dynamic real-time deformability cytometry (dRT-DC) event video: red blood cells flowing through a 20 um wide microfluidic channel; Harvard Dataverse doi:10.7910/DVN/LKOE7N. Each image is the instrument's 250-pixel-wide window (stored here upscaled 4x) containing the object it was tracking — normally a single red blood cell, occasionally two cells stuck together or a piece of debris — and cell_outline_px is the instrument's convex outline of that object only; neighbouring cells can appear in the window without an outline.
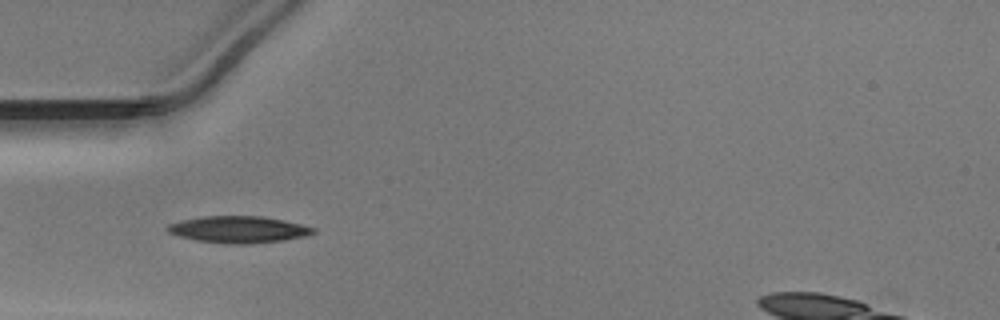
{"species": "Egyptian fruit bat (a non-hibernating species)", "species_latin": "Rousettus aegyptiacus", "temperature_condition": "warm", "stored_images_in_passage": 37, "camera_frame_rate_fps": 3000, "um_per_image_px": 0.085, "animal": {"sex": "male"}, "frame": {"image": 1, "passage_image": 2, "time_ms": 0.333, "image_size_px": [1000, 320], "cell_outline_px": [[316, 232], [304, 236], [284, 240], [240, 244], [232, 244], [196, 240], [180, 236], [168, 232], [164, 228], [168, 224], [180, 220], [204, 216], [260, 216], [284, 220], [316, 228]], "centroid_in_image_um": [20.25, 19.49], "position_along_channel_um": 64.8, "area_um2": 22.54}}
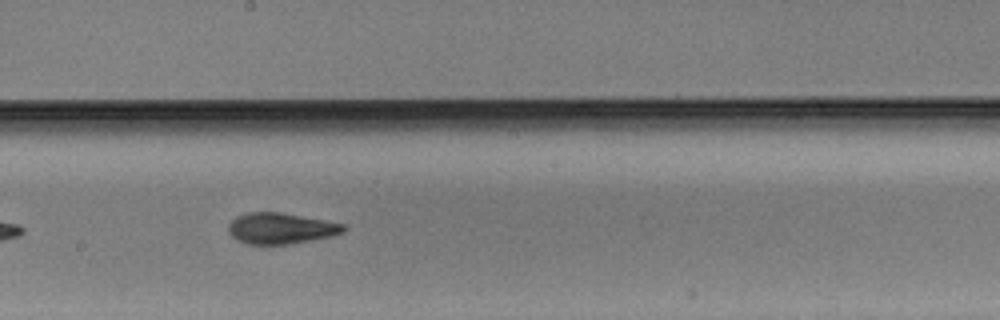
{"frame": {"image": 2, "passage_image": 14, "time_ms": 4.333, "image_size_px": [1000, 320], "cell_outline_px": [[348, 228], [344, 232], [332, 236], [312, 240], [288, 244], [248, 244], [236, 240], [228, 232], [228, 224], [236, 216], [248, 212], [280, 212], [348, 224]], "centroid_in_image_um": [23.9, 19.4], "position_along_channel_um": 224.3, "area_um2": 21.04}}
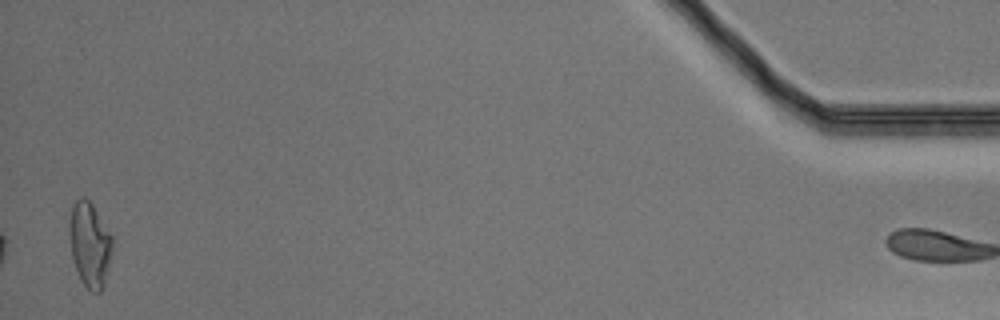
{"frame": {"image": 3, "passage_image": 36, "time_ms": 11.667, "image_size_px": [1000, 320], "cell_outline_px": [[112, 252], [104, 284], [100, 292], [92, 292], [80, 280], [72, 260], [68, 224], [72, 208], [76, 200], [88, 200], [92, 204], [112, 236]], "centroid_in_image_um": [7.62, 20.82], "position_along_channel_um": 427.6, "area_um2": 20.98}}